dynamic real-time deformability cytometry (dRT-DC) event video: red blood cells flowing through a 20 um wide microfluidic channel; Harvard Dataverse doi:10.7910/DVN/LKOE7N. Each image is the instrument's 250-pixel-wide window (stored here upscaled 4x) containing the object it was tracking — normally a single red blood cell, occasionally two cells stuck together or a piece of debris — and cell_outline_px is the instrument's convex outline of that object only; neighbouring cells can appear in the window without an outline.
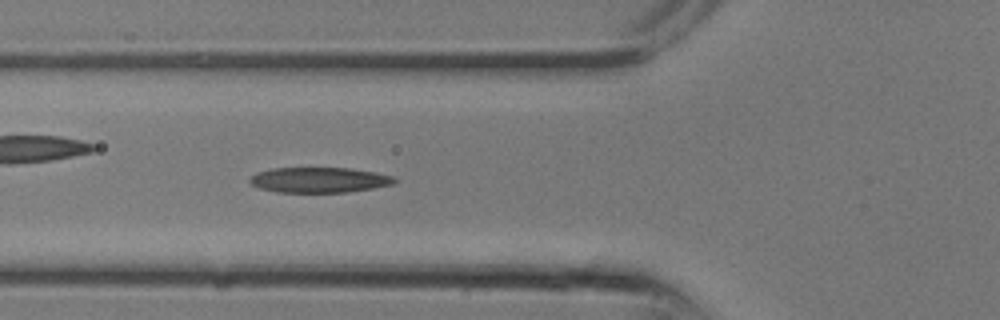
{"species": "common noctule bat (a hibernating species)", "species_latin": "Nyctalus noctula", "temperature_condition": "room temperature", "stored_images_in_passage": 10, "camera_frame_rate_fps": 3000, "um_per_image_px": 0.085, "animal": {"sex": "male", "body_mass_g": 13.3}, "frame": {"image": 1, "passage_image": 10, "time_ms": 3.0, "image_size_px": [1000, 320], "cell_outline_px": [[396, 184], [348, 192], [276, 192], [260, 188], [252, 184], [248, 180], [256, 172], [272, 168], [348, 168], [372, 172], [392, 176], [396, 180]], "centroid_in_image_um": [27.11, 15.3], "position_along_channel_um": 98.7, "area_um2": 21.21}}